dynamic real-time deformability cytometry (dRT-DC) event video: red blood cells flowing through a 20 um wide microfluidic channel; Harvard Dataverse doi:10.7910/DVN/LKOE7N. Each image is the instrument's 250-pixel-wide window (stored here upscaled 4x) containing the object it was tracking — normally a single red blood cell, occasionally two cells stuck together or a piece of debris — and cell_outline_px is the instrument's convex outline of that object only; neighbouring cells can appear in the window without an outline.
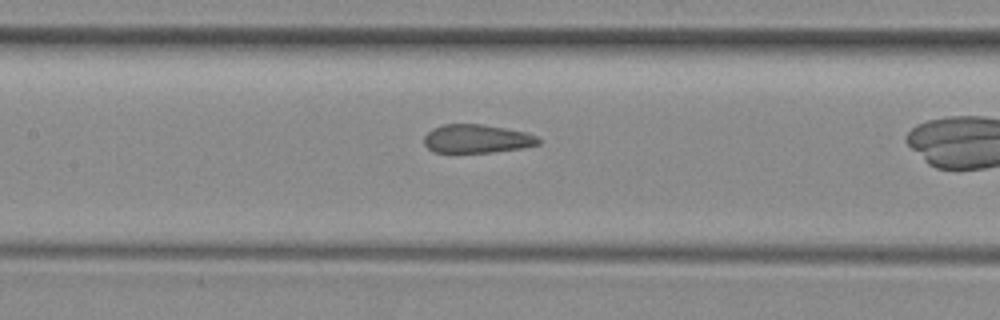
{"species": "common noctule bat (a hibernating species)", "species_latin": "Nyctalus noctula", "temperature_condition": "room temperature", "stored_images_in_passage": 35, "camera_frame_rate_fps": 3000, "um_per_image_px": 0.085, "animal": {"sex": "female", "body_mass_g": 29.2, "forearm_length_mm": 56.3}, "frame": {"image": 1, "passage_image": 20, "time_ms": 6.333, "image_size_px": [1000, 320], "cell_outline_px": [[540, 144], [524, 148], [492, 152], [432, 152], [424, 144], [424, 136], [432, 128], [444, 124], [480, 124], [504, 128], [524, 132], [536, 136], [540, 140]], "centroid_in_image_um": [40.51, 11.8], "position_along_channel_um": 166.9, "area_um2": 18.96}}
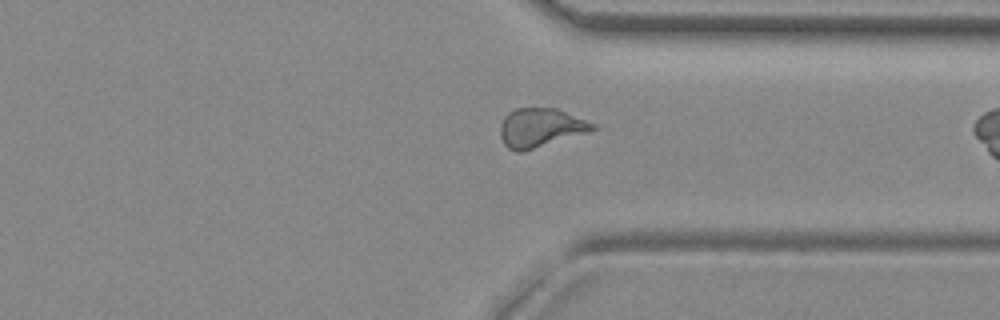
{"frame": {"image": 2, "passage_image": 35, "time_ms": 11.333, "image_size_px": [1000, 320], "cell_outline_px": [[596, 128], [592, 132], [524, 152], [516, 152], [508, 148], [504, 144], [500, 136], [500, 124], [504, 116], [508, 112], [516, 108], [556, 108], [596, 124]], "centroid_in_image_um": [45.95, 10.88], "position_along_channel_um": 365.5, "area_um2": 21.39}, "authors_computed_cell_mechanics": {"area_um2": 20.519, "velocity_mm_per_s": 3.983, "shape_relaxation_time_tau1_ms": null, "shape_relaxation_time_tau2_ms": 1.6945, "deformation_change_tau1": null, "deformation_change_tau2": 0.0725}}